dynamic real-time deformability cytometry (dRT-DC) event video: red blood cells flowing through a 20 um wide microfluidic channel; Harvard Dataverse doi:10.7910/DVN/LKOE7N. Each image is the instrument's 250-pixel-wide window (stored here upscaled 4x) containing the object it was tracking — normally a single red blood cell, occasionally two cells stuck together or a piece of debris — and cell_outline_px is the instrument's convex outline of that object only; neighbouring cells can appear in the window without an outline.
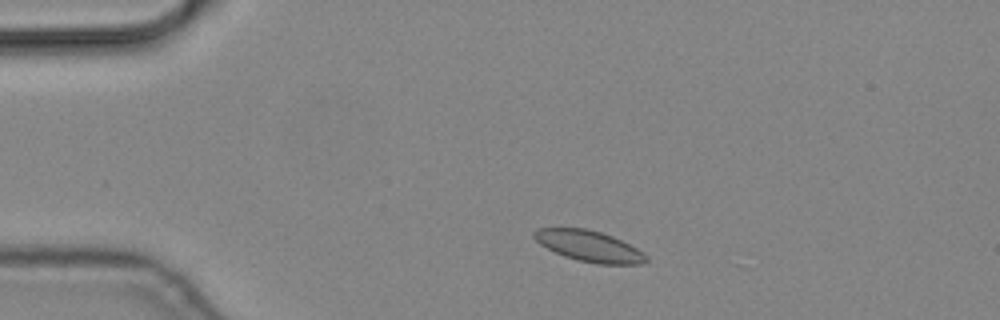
{"species": "common noctule bat (a hibernating species)", "species_latin": "Nyctalus noctula", "temperature_condition": "cold", "stored_images_in_passage": 5, "camera_frame_rate_fps": 3000, "um_per_image_px": 0.085, "animal": {"sex": "male", "body_mass_g": 19.2, "forearm_length_mm": 51.8}, "frame": {"image": 1, "passage_image": 2, "time_ms": 0.333, "image_size_px": [1000, 320], "cell_outline_px": [[648, 260], [640, 264], [596, 264], [564, 256], [540, 244], [532, 236], [532, 232], [536, 228], [588, 228], [612, 236], [644, 252], [648, 256]], "centroid_in_image_um": [50.07, 20.91], "position_along_channel_um": 34.9, "area_um2": 20.11}}
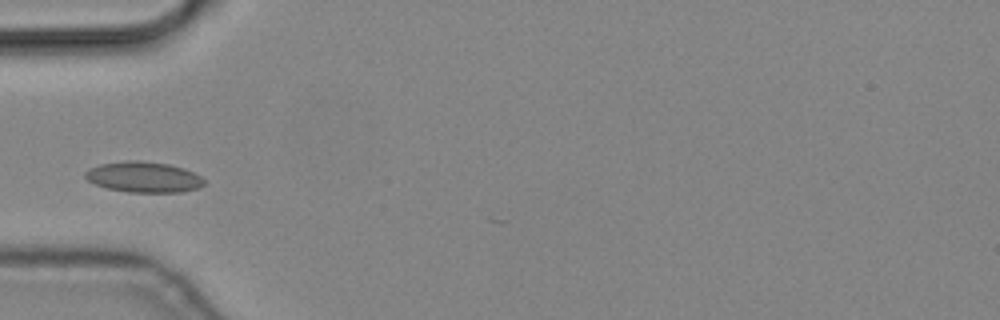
{"frame": {"image": 2, "passage_image": 4, "time_ms": 1.0, "image_size_px": [1000, 320], "cell_outline_px": [[204, 184], [200, 188], [180, 192], [128, 192], [108, 188], [96, 184], [88, 180], [84, 176], [84, 172], [88, 168], [100, 164], [124, 160], [140, 160], [168, 164], [184, 168], [200, 176], [204, 180]], "centroid_in_image_um": [12.2, 15.04], "position_along_channel_um": 72.8, "area_um2": 21.33}}